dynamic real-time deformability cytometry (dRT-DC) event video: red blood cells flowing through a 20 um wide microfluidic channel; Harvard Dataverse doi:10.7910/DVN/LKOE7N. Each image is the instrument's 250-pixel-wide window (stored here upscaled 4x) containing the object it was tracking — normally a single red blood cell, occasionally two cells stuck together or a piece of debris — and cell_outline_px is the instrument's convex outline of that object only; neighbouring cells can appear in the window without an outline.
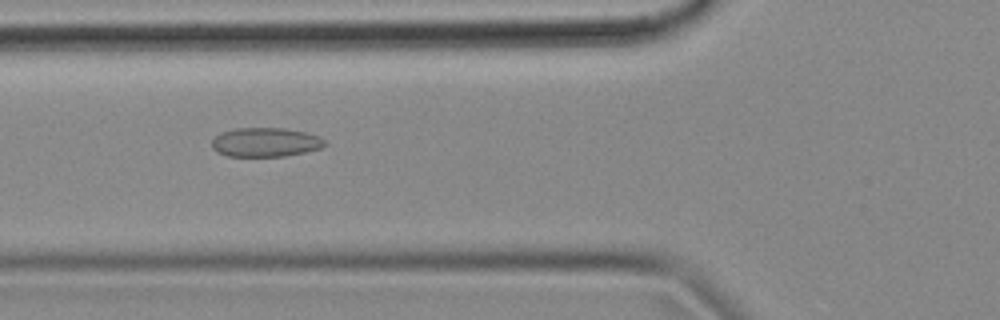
{"species": "common noctule bat (a hibernating species)", "species_latin": "Nyctalus noctula", "temperature_condition": "cold", "stored_images_in_passage": 47, "camera_frame_rate_fps": 3000, "um_per_image_px": 0.085, "animal": {"sex": "female", "body_mass_g": 18.4}, "frame": {"image": 1, "passage_image": 12, "time_ms": 3.667, "image_size_px": [1000, 320], "cell_outline_px": [[328, 144], [320, 148], [304, 152], [284, 156], [228, 156], [216, 152], [212, 148], [212, 140], [216, 136], [224, 132], [236, 128], [284, 128], [308, 132], [320, 136]], "centroid_in_image_um": [22.59, 12.09], "position_along_channel_um": 103.2, "area_um2": 19.19}}
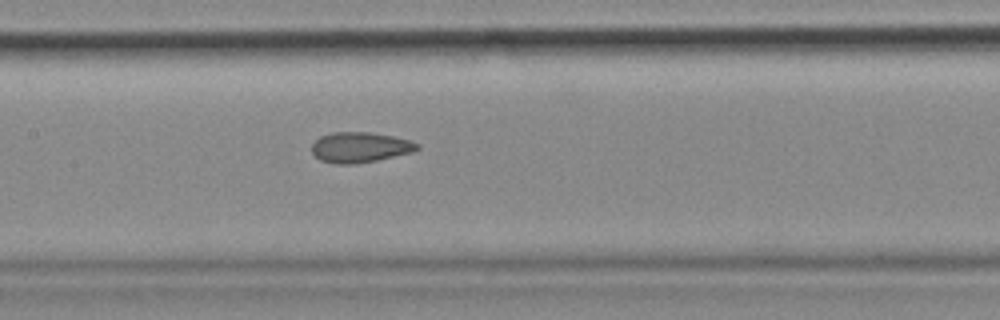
{"frame": {"image": 2, "passage_image": 18, "time_ms": 5.667, "image_size_px": [1000, 320], "cell_outline_px": [[420, 148], [412, 152], [376, 160], [356, 164], [336, 164], [320, 160], [312, 152], [312, 144], [320, 136], [332, 132], [368, 132], [392, 136], [408, 140], [420, 144]], "centroid_in_image_um": [30.58, 12.52], "position_along_channel_um": 176.8, "area_um2": 18.55}}
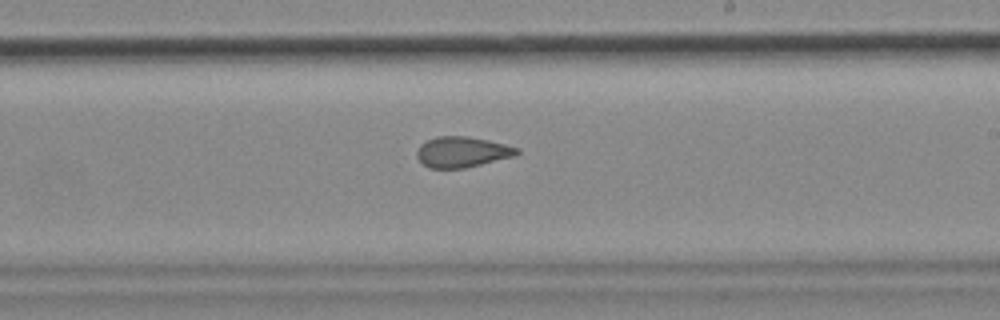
{"frame": {"image": 3, "passage_image": 24, "time_ms": 7.667, "image_size_px": [1000, 320], "cell_outline_px": [[520, 152], [516, 156], [464, 168], [428, 168], [416, 156], [416, 148], [420, 144], [436, 136], [468, 136], [488, 140], [520, 148]], "centroid_in_image_um": [39.28, 12.91], "position_along_channel_um": 249.7, "area_um2": 17.98}, "authors_computed_cell_mechanics": {"area_um2": 18.8428, "velocity_mm_per_s": 3.672, "shape_relaxation_time_tau1_ms": null, "shape_relaxation_time_tau2_ms": 2.093, "deformation_change_tau1": null, "deformation_change_tau2": 0.0732}}